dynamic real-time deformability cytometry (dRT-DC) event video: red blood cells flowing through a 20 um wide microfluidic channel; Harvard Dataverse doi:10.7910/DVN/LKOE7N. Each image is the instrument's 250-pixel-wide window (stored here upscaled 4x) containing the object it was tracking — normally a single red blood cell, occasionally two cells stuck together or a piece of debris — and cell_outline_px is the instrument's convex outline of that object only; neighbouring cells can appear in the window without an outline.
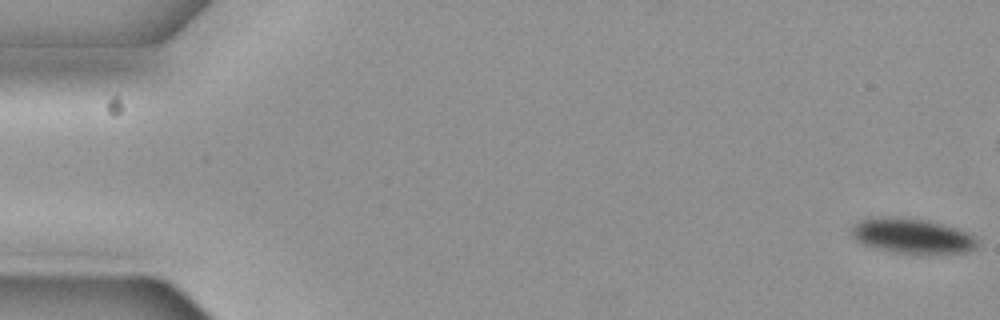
{"species": "common noctule bat (a hibernating species)", "species_latin": "Nyctalus noctula", "temperature_condition": "cold", "stored_images_in_passage": 50, "camera_frame_rate_fps": 3000, "um_per_image_px": 0.085, "animal": {"sex": "female", "body_mass_g": 19.3, "forearm_length_mm": 54.1}, "frame": {"image": 1, "passage_image": 1, "time_ms": 0.0, "image_size_px": [1000, 320], "cell_outline_px": [[980, 240], [976, 248], [964, 252], [896, 252], [876, 248], [864, 244], [856, 240], [852, 232], [852, 224], [856, 220], [868, 216], [908, 216], [932, 220], [948, 224], [972, 232]], "centroid_in_image_um": [77.56, 19.97], "position_along_channel_um": 7.4, "area_um2": 26.41}}
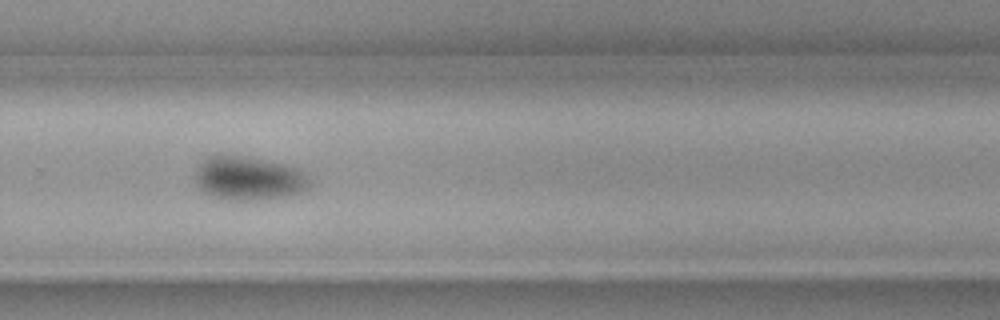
{"frame": {"image": 2, "passage_image": 39, "time_ms": 12.667, "image_size_px": [1000, 320], "cell_outline_px": [[308, 188], [300, 192], [284, 196], [248, 200], [220, 200], [208, 196], [196, 188], [196, 164], [208, 156], [220, 152], [244, 156], [280, 164], [296, 168], [308, 176]], "centroid_in_image_um": [20.98, 15.14], "position_along_channel_um": 308.8, "area_um2": 29.54}}
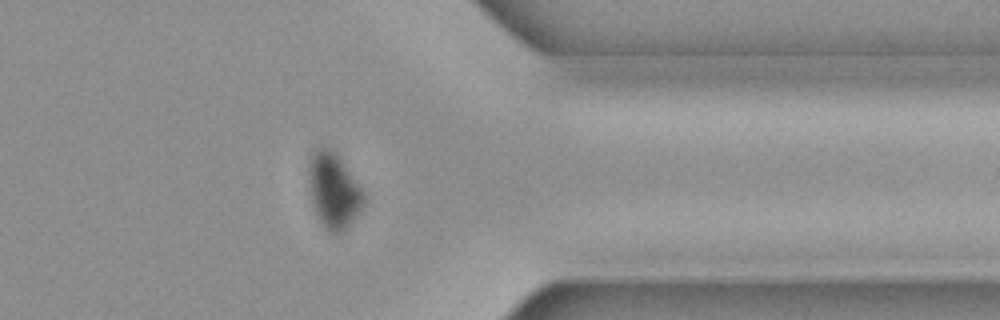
{"frame": {"image": 3, "passage_image": 46, "time_ms": 15.0, "image_size_px": [1000, 320], "cell_outline_px": [[364, 204], [360, 212], [344, 232], [332, 232], [316, 216], [312, 200], [308, 168], [308, 164], [312, 152], [316, 148], [328, 148], [336, 152], [364, 192]], "centroid_in_image_um": [28.37, 16.19], "position_along_channel_um": 383.0, "area_um2": 23.81}}